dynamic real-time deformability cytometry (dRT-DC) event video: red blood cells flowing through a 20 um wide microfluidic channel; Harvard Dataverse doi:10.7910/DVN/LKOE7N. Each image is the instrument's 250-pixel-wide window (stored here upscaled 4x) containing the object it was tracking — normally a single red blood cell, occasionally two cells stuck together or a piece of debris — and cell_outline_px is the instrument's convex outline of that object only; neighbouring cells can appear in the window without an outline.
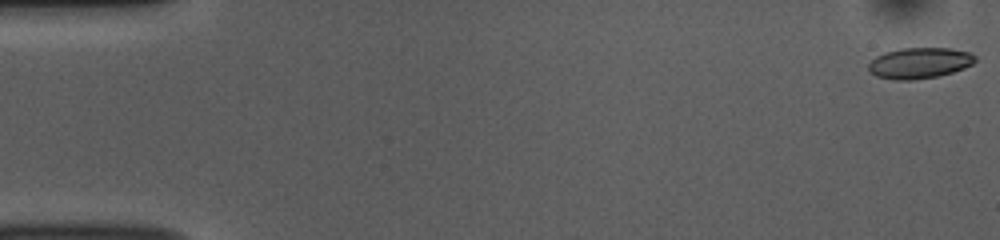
{"species": "common noctule bat (a hibernating species)", "species_latin": "Nyctalus noctula", "temperature_condition": "room temperature", "stored_images_in_passage": 53, "camera_frame_rate_fps": 3000, "um_per_image_px": 0.085, "animal": {"sex": "female", "body_mass_g": 10.0, "forearm_length_mm": 53.1}, "frame": {"image": 1, "passage_image": 1, "time_ms": 0.0, "image_size_px": [1000, 240], "cell_outline_px": [[976, 60], [972, 64], [964, 68], [952, 72], [936, 76], [912, 80], [896, 80], [876, 76], [868, 68], [868, 64], [876, 56], [884, 52], [900, 48], [948, 48], [972, 52], [976, 56]], "centroid_in_image_um": [78.17, 5.34], "position_along_channel_um": 6.8, "area_um2": 19.19}}
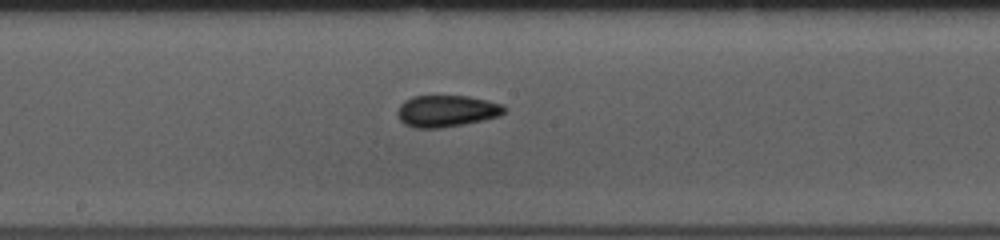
{"frame": {"image": 2, "passage_image": 28, "time_ms": 9.0, "image_size_px": [1000, 240], "cell_outline_px": [[508, 108], [500, 116], [464, 124], [440, 128], [416, 128], [404, 124], [396, 116], [396, 112], [400, 104], [404, 100], [412, 96], [468, 96], [504, 104]], "centroid_in_image_um": [37.95, 9.43], "position_along_channel_um": 210.3, "area_um2": 19.94}}
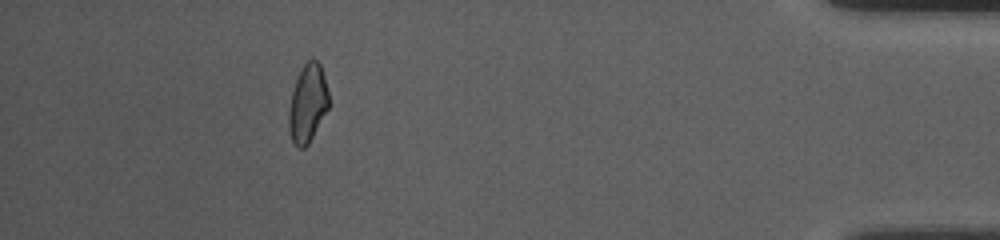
{"frame": {"image": 3, "passage_image": 48, "time_ms": 15.667, "image_size_px": [1000, 240], "cell_outline_px": [[328, 108], [308, 144], [304, 148], [296, 148], [292, 140], [288, 128], [288, 108], [292, 92], [300, 68], [308, 60], [316, 60], [320, 64], [328, 92]], "centroid_in_image_um": [26.12, 8.81], "position_along_channel_um": 409.1, "area_um2": 18.03}, "authors_computed_cell_mechanics": {"area_um2": 18.9584, "velocity_mm_per_s": 3.8078, "shape_relaxation_time_tau1_ms": 7.5657, "shape_relaxation_time_tau2_ms": 1.8221, "deformation_change_tau1": 0.1889, "deformation_change_tau2": 0.0812}}